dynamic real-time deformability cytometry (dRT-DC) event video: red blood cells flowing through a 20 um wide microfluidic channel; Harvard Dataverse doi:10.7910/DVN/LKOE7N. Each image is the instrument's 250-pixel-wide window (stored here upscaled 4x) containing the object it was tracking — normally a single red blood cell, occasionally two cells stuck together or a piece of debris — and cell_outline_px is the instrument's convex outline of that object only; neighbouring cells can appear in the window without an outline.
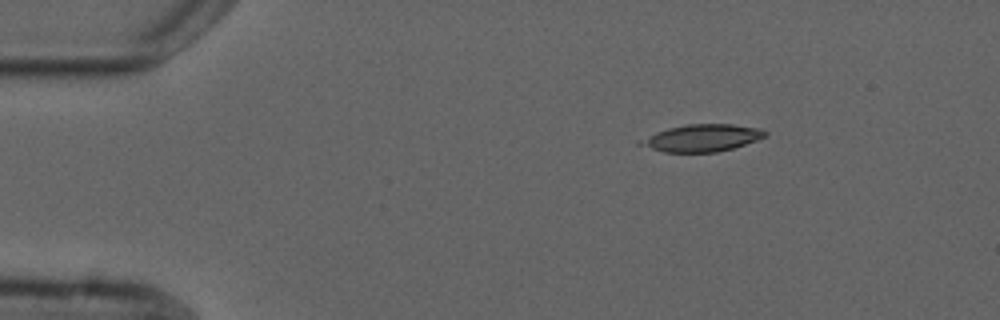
{"species": "common noctule bat (a hibernating species)", "species_latin": "Nyctalus noctula", "temperature_condition": "cold", "stored_images_in_passage": 4, "camera_frame_rate_fps": 3000, "um_per_image_px": 0.085, "animal": {"sex": "male", "forearm_length_mm": 52.5}, "frame": {"image": 1, "passage_image": 1, "time_ms": 0.0, "image_size_px": [1000, 320], "cell_outline_px": [[768, 136], [732, 148], [716, 152], [664, 152], [636, 144], [636, 140], [656, 132], [668, 128], [684, 124], [732, 124], [764, 128], [768, 132]], "centroid_in_image_um": [59.66, 11.71], "position_along_channel_um": 25.3, "area_um2": 19.94}}
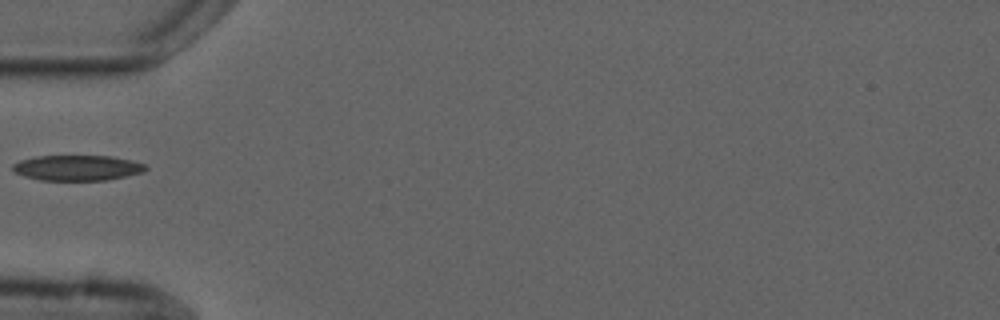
{"frame": {"image": 2, "passage_image": 4, "time_ms": 3.333, "image_size_px": [1000, 320], "cell_outline_px": [[148, 168], [144, 172], [108, 180], [40, 180], [24, 176], [12, 172], [12, 164], [20, 160], [32, 156], [112, 156], [132, 160], [148, 164]], "centroid_in_image_um": [6.58, 14.26], "position_along_channel_um": 78.4, "area_um2": 20.0}}